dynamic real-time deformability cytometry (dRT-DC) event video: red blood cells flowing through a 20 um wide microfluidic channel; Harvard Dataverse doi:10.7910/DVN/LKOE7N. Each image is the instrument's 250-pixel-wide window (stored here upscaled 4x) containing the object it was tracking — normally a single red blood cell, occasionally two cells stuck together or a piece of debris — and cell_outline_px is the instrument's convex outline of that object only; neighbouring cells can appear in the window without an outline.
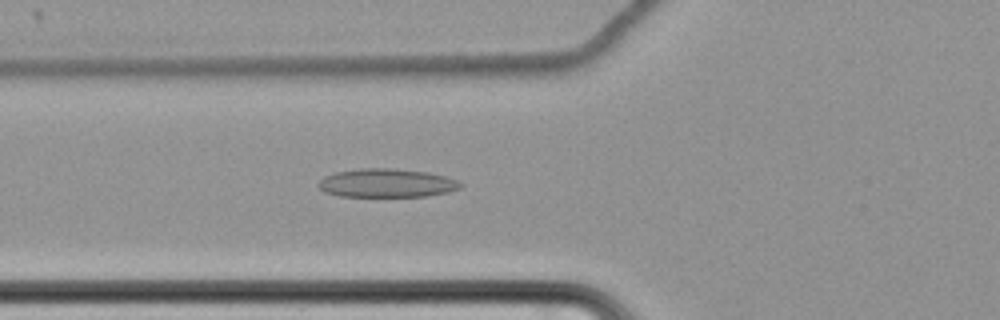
{"species": "common noctule bat (a hibernating species)", "species_latin": "Nyctalus noctula", "temperature_condition": "cold", "stored_images_in_passage": 64, "camera_frame_rate_fps": 3000, "um_per_image_px": 0.085, "animal": {"sex": "female", "body_mass_g": 22.7, "forearm_length_mm": 54.2}, "frame": {"image": 1, "passage_image": 27, "time_ms": 8.667, "image_size_px": [1000, 320], "cell_outline_px": [[464, 184], [460, 188], [448, 192], [428, 196], [340, 196], [324, 192], [316, 184], [324, 176], [336, 172], [360, 168], [392, 168], [428, 172], [444, 176], [456, 180]], "centroid_in_image_um": [32.86, 15.55], "position_along_channel_um": 92.9, "area_um2": 23.7}}
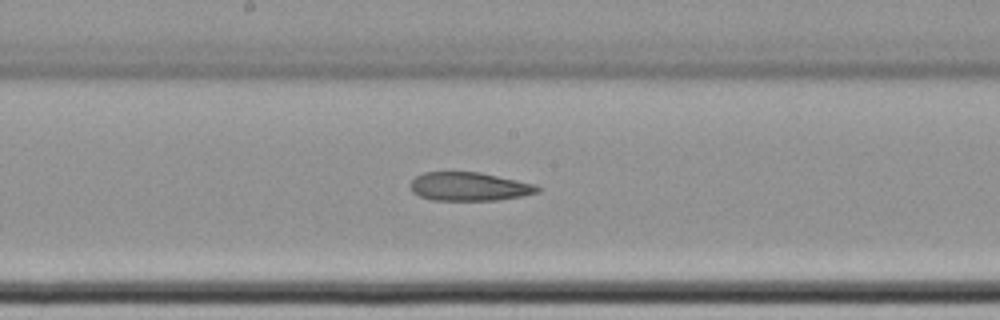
{"frame": {"image": 2, "passage_image": 37, "time_ms": 12.0, "image_size_px": [1000, 320], "cell_outline_px": [[540, 192], [524, 196], [496, 200], [432, 200], [420, 196], [412, 192], [412, 180], [416, 176], [424, 172], [480, 172], [536, 184], [540, 188]], "centroid_in_image_um": [39.92, 15.86], "position_along_channel_um": 208.3, "area_um2": 21.15}}
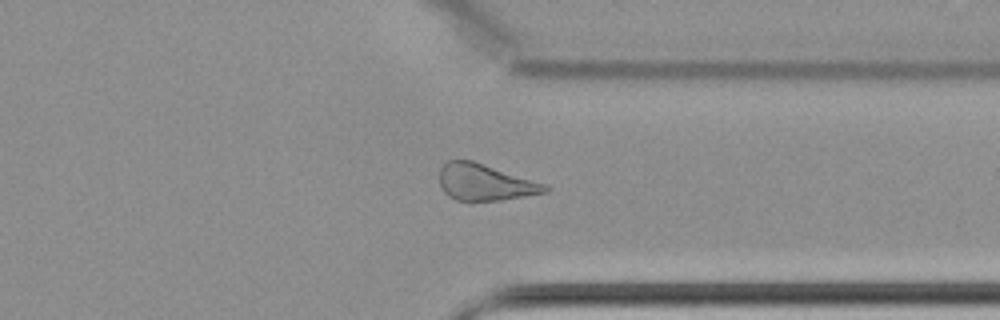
{"frame": {"image": 3, "passage_image": 51, "time_ms": 16.667, "image_size_px": [1000, 320], "cell_outline_px": [[552, 188], [548, 192], [500, 200], [456, 200], [448, 196], [444, 192], [440, 184], [440, 168], [448, 160], [472, 160], [544, 184]], "centroid_in_image_um": [41.2, 15.5], "position_along_channel_um": 370.2, "area_um2": 22.08}, "authors_computed_cell_mechanics": {"area_um2": 24.9985, "velocity_mm_per_s": 3.4601, "shape_relaxation_time_tau1_ms": null, "shape_relaxation_time_tau2_ms": 10.7439, "deformation_change_tau1": null, "deformation_change_tau2": 0.2176}}